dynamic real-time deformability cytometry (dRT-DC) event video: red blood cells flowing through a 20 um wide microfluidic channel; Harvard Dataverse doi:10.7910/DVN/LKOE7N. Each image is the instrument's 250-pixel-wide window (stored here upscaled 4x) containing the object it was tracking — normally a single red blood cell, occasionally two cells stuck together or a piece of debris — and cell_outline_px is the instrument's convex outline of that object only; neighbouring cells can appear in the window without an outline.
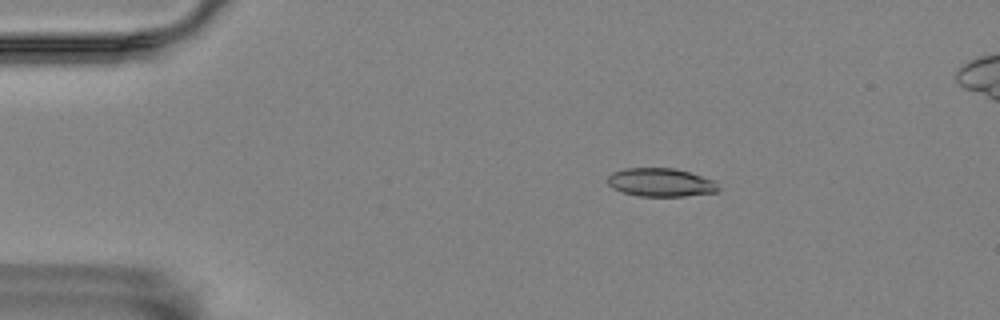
{"species": "Egyptian fruit bat (a non-hibernating species)", "species_latin": "Rousettus aegyptiacus", "temperature_condition": "room temperature", "stored_images_in_passage": 6, "camera_frame_rate_fps": 3000, "um_per_image_px": 0.085, "animal": {"sex": "female"}, "frame": {"image": 1, "passage_image": 3, "time_ms": 0.667, "image_size_px": [1000, 320], "cell_outline_px": [[720, 188], [716, 192], [684, 196], [640, 196], [624, 192], [612, 188], [608, 184], [608, 176], [612, 172], [624, 168], [676, 168], [716, 180]], "centroid_in_image_um": [56.19, 15.49], "position_along_channel_um": 28.8, "area_um2": 18.44}}